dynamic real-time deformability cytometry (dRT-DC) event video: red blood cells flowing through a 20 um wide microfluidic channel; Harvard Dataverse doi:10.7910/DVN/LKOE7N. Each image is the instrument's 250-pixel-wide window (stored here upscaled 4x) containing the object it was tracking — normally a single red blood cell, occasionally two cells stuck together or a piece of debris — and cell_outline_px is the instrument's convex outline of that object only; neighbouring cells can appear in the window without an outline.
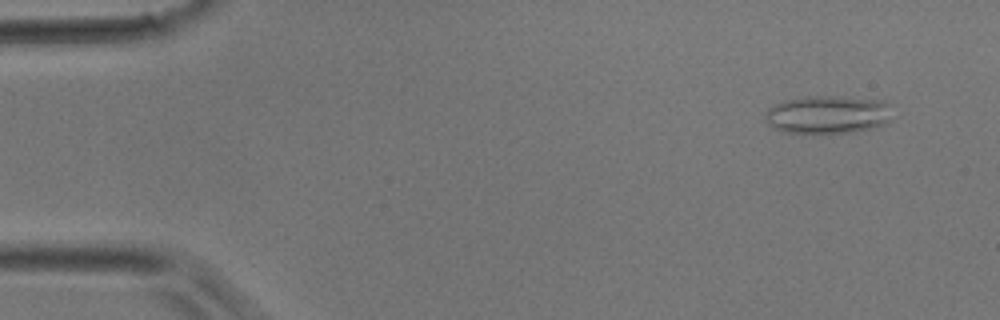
{"species": "common noctule bat (a hibernating species)", "species_latin": "Nyctalus noctula", "temperature_condition": "room temperature", "stored_images_in_passage": 39, "camera_frame_rate_fps": 3000, "um_per_image_px": 0.085, "animal": {"sex": "male", "body_mass_g": 17.9}, "frame": {"image": 1, "passage_image": 2, "time_ms": 0.333, "image_size_px": [1000, 320], "cell_outline_px": [[896, 116], [892, 120], [884, 124], [872, 128], [848, 132], [812, 136], [784, 132], [772, 128], [768, 124], [764, 116], [768, 108], [784, 100], [808, 96], [832, 96], [884, 100], [888, 104]], "centroid_in_image_um": [70.37, 9.78], "position_along_channel_um": 14.6, "area_um2": 29.25}}
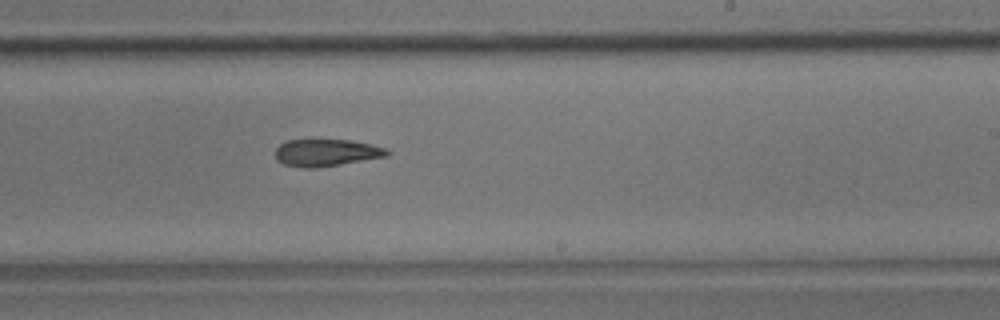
{"frame": {"image": 2, "passage_image": 23, "time_ms": 7.333, "image_size_px": [1000, 320], "cell_outline_px": [[392, 152], [388, 156], [316, 168], [304, 168], [284, 164], [276, 160], [276, 148], [280, 144], [288, 140], [352, 140], [372, 144], [388, 148]], "centroid_in_image_um": [27.78, 12.97], "position_along_channel_um": 261.2, "area_um2": 17.74}}
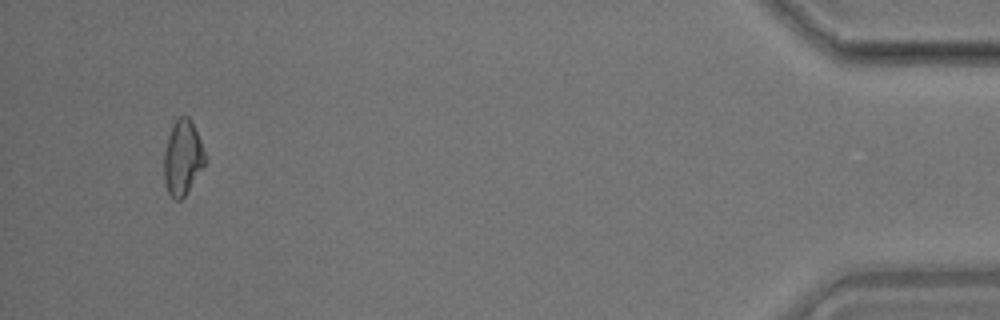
{"frame": {"image": 3, "passage_image": 37, "time_ms": 12.0, "image_size_px": [1000, 320], "cell_outline_px": [[204, 164], [184, 196], [180, 200], [176, 200], [168, 192], [164, 184], [164, 152], [168, 136], [172, 124], [180, 116], [188, 116], [200, 140], [204, 152]], "centroid_in_image_um": [15.48, 13.4], "position_along_channel_um": 419.7, "area_um2": 17.4}}